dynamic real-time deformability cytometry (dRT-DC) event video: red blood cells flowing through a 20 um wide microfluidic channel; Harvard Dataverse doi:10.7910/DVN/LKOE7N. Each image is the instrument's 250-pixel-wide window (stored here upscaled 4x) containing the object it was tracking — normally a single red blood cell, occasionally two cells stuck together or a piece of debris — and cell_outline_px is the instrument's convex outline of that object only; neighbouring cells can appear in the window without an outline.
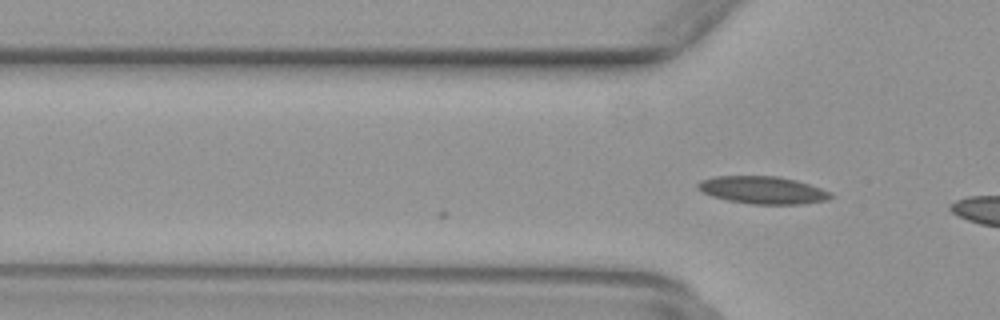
{"species": "common noctule bat (a hibernating species)", "species_latin": "Nyctalus noctula", "temperature_condition": "warm", "stored_images_in_passage": 4, "camera_frame_rate_fps": 3000, "um_per_image_px": 0.085, "animal": {"sex": "female", "body_mass_g": 29.2, "forearm_length_mm": 56.3}, "frame": {"image": 1, "passage_image": 4, "time_ms": 1.0, "image_size_px": [1000, 320], "cell_outline_px": [[836, 196], [828, 200], [800, 204], [752, 204], [728, 200], [712, 196], [696, 188], [696, 184], [700, 180], [712, 176], [780, 176], [796, 180], [832, 192]], "centroid_in_image_um": [64.84, 16.15], "position_along_channel_um": 61.0, "area_um2": 21.44}}